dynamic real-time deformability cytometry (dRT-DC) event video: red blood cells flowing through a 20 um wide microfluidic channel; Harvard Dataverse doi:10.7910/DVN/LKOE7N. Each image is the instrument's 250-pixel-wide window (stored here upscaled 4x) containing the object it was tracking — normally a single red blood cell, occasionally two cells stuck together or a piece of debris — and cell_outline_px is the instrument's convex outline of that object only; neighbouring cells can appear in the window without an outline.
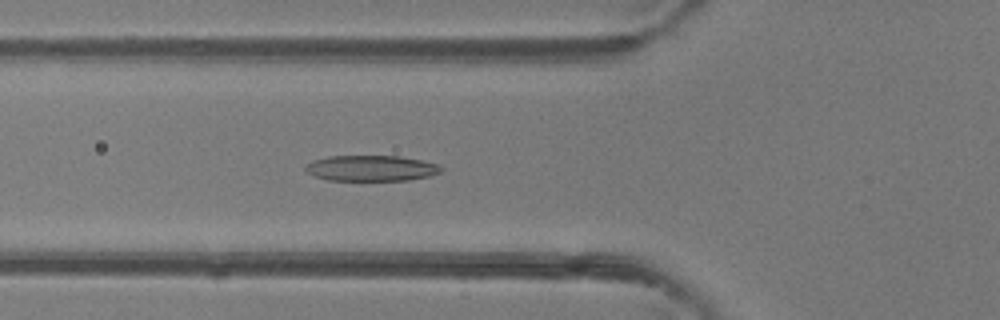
{"species": "common noctule bat (a hibernating species)", "species_latin": "Nyctalus noctula", "temperature_condition": "room temperature", "stored_images_in_passage": 47, "camera_frame_rate_fps": 3000, "um_per_image_px": 0.085, "animal": {"sex": "female"}, "frame": {"image": 1, "passage_image": 17, "time_ms": 5.333, "image_size_px": [1000, 320], "cell_outline_px": [[444, 168], [440, 172], [432, 176], [408, 180], [328, 180], [316, 176], [308, 172], [304, 168], [312, 160], [328, 156], [400, 156], [440, 164]], "centroid_in_image_um": [31.6, 14.29], "position_along_channel_um": 94.2, "area_um2": 20.35}}
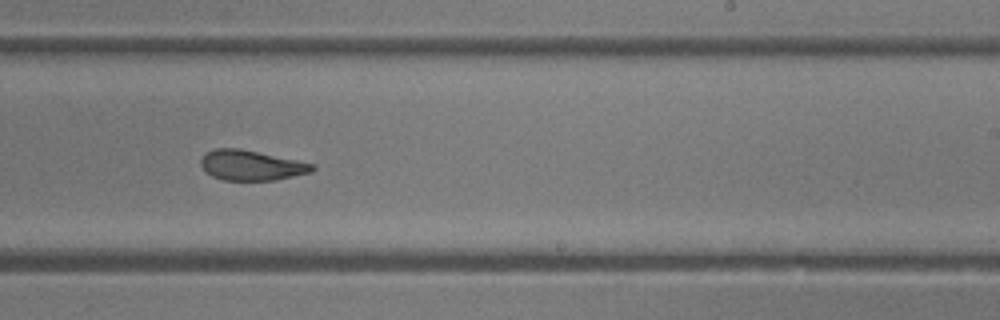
{"frame": {"image": 2, "passage_image": 29, "time_ms": 9.333, "image_size_px": [1000, 320], "cell_outline_px": [[316, 168], [312, 172], [276, 180], [224, 180], [212, 176], [204, 172], [200, 164], [200, 160], [208, 152], [216, 148], [236, 148], [316, 164]], "centroid_in_image_um": [21.36, 14.07], "position_along_channel_um": 267.6, "area_um2": 19.42}}
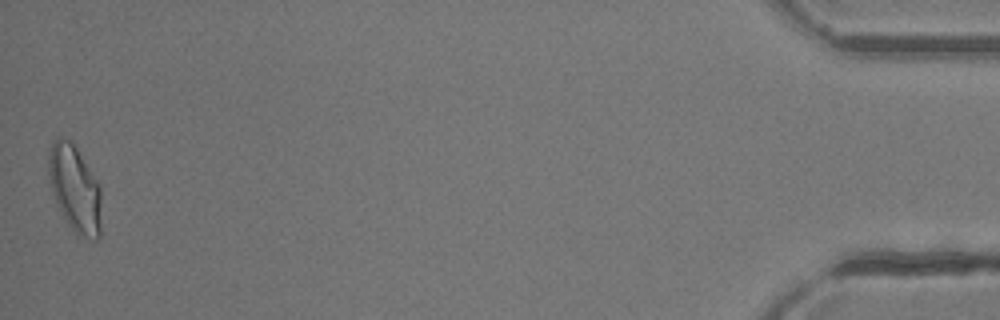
{"frame": {"image": 3, "passage_image": 47, "time_ms": 15.333, "image_size_px": [1000, 320], "cell_outline_px": [[100, 236], [96, 240], [92, 240], [76, 236], [68, 224], [56, 204], [52, 192], [48, 172], [48, 156], [52, 140], [56, 136], [60, 136], [68, 140], [76, 148], [100, 184]], "centroid_in_image_um": [6.35, 16.06], "position_along_channel_um": 428.9, "area_um2": 26.88}, "authors_computed_cell_mechanics": {"area_um2": 21.675, "velocity_mm_per_s": 4.3227, "shape_relaxation_time_tau1_ms": 10.3182, "shape_relaxation_time_tau2_ms": 1.1967, "deformation_change_tau1": 0.2814, "deformation_change_tau2": 0.0848}}